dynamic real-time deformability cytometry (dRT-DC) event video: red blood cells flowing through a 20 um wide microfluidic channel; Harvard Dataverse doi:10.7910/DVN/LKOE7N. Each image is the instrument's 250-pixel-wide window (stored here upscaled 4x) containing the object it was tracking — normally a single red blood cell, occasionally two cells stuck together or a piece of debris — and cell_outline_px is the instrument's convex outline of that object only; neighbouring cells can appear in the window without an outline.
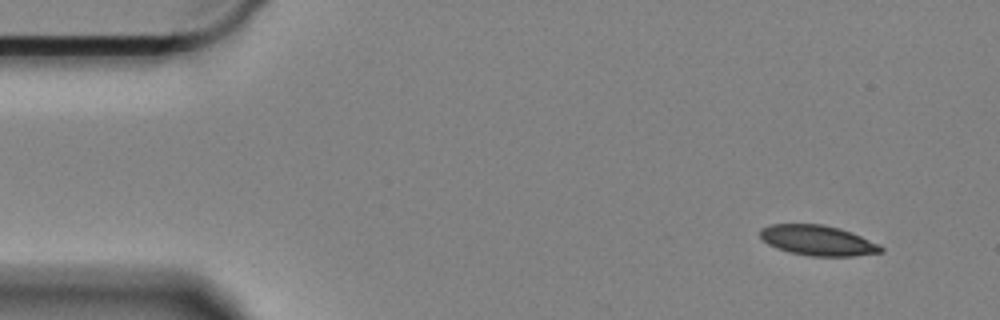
{"species": "Egyptian fruit bat (a non-hibernating species)", "species_latin": "Rousettus aegyptiacus", "temperature_condition": "cold", "stored_images_in_passage": 56, "camera_frame_rate_fps": 3000, "um_per_image_px": 0.085, "animal": {"sex": "female"}, "frame": {"image": 1, "passage_image": 1, "time_ms": 0.0, "image_size_px": [1000, 320], "cell_outline_px": [[884, 252], [852, 256], [808, 256], [788, 252], [776, 248], [768, 244], [760, 236], [760, 228], [772, 224], [820, 224], [840, 228], [880, 244], [884, 248]], "centroid_in_image_um": [69.51, 20.44], "position_along_channel_um": 15.5, "area_um2": 21.33}}
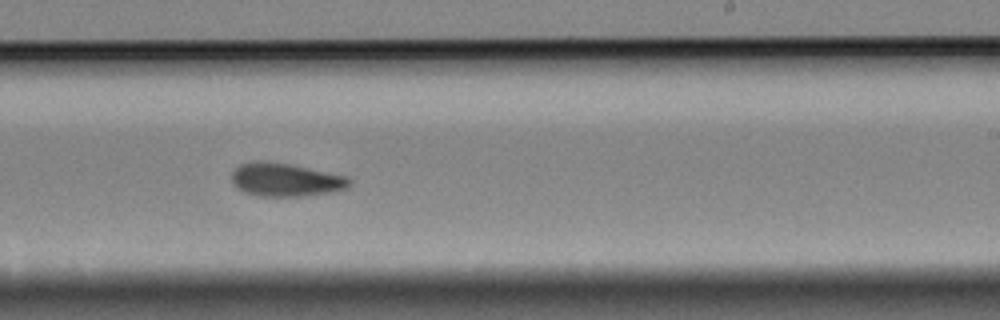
{"frame": {"image": 2, "passage_image": 32, "time_ms": 10.333, "image_size_px": [1000, 320], "cell_outline_px": [[352, 184], [348, 188], [332, 192], [304, 196], [256, 196], [244, 192], [236, 188], [232, 184], [232, 172], [240, 164], [260, 160], [288, 164], [344, 176], [352, 180]], "centroid_in_image_um": [24.25, 15.3], "position_along_channel_um": 264.8, "area_um2": 22.77}}
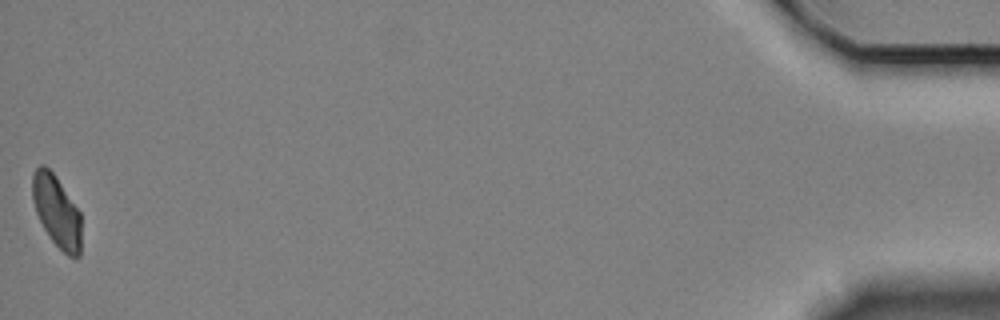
{"frame": {"image": 3, "passage_image": 56, "time_ms": 18.333, "image_size_px": [1000, 320], "cell_outline_px": [[80, 256], [68, 256], [52, 240], [44, 228], [36, 212], [32, 200], [32, 172], [40, 164], [44, 164], [56, 176], [80, 212]], "centroid_in_image_um": [4.79, 17.91], "position_along_channel_um": 430.4, "area_um2": 20.23}, "authors_computed_cell_mechanics": {"area_um2": 22.4553, "velocity_mm_per_s": 3.2911, "shape_relaxation_time_tau1_ms": 7.307, "shape_relaxation_time_tau2_ms": 4.6063, "deformation_change_tau1": 0.1447, "deformation_change_tau2": 0.0909}}